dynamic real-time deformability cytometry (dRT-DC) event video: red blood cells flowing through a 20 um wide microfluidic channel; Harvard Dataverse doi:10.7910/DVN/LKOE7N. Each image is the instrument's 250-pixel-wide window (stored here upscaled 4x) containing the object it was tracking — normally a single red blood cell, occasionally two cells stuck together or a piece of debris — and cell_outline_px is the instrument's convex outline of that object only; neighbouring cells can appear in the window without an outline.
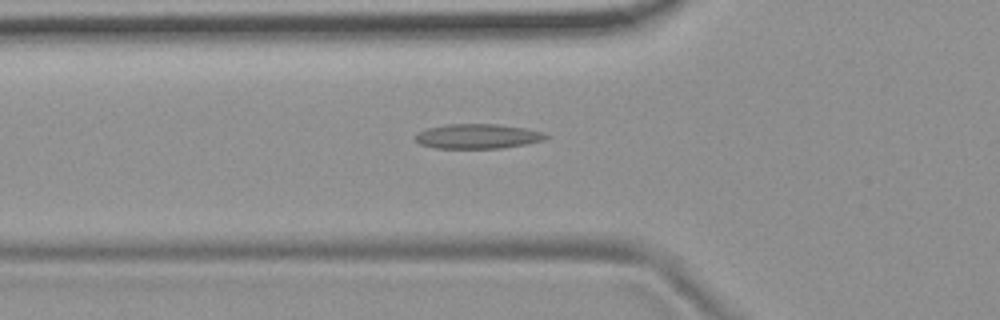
{"species": "common noctule bat (a hibernating species)", "species_latin": "Nyctalus noctula", "temperature_condition": "room temperature", "stored_images_in_passage": 54, "camera_frame_rate_fps": 3000, "um_per_image_px": 0.085, "animal": {"sex": "female", "body_mass_g": 19.9}, "frame": {"image": 1, "passage_image": 19, "time_ms": 6.0, "image_size_px": [1000, 320], "cell_outline_px": [[548, 136], [544, 140], [524, 144], [500, 148], [436, 148], [420, 144], [416, 140], [416, 136], [420, 132], [428, 128], [448, 124], [496, 124], [524, 128], [544, 132]], "centroid_in_image_um": [40.61, 11.58], "position_along_channel_um": 85.2, "area_um2": 18.5}}
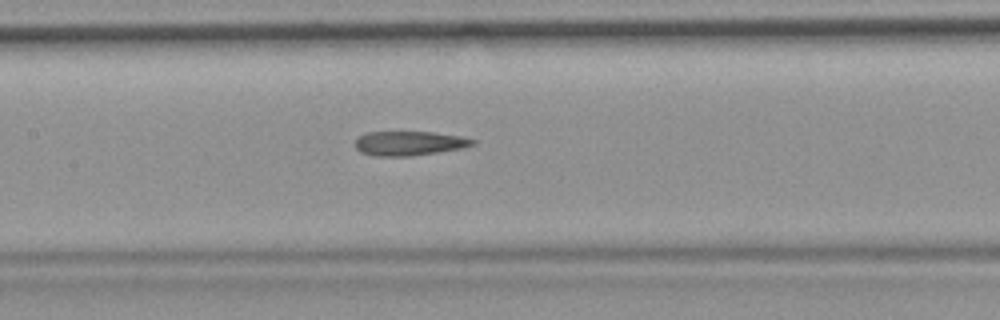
{"frame": {"image": 2, "passage_image": 26, "time_ms": 8.333, "image_size_px": [1000, 320], "cell_outline_px": [[476, 144], [464, 148], [412, 156], [372, 156], [360, 152], [356, 148], [356, 140], [360, 136], [368, 132], [432, 132], [460, 136], [476, 140]], "centroid_in_image_um": [34.81, 12.19], "position_along_channel_um": 172.6, "area_um2": 16.7}}
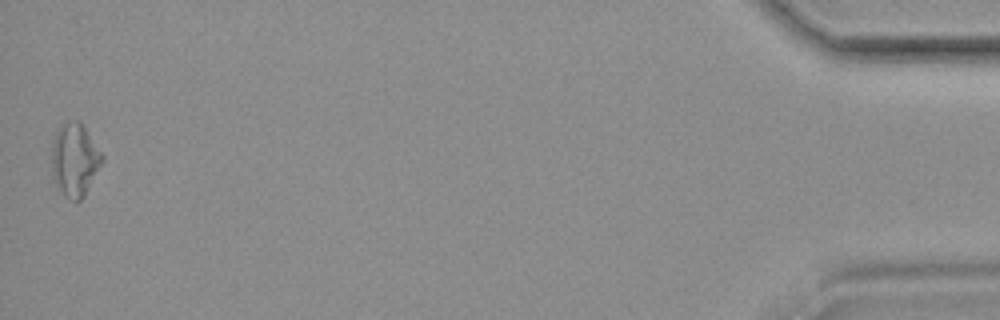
{"frame": {"image": 3, "passage_image": 54, "time_ms": 17.667, "image_size_px": [1000, 320], "cell_outline_px": [[104, 160], [84, 196], [76, 204], [68, 200], [64, 196], [56, 184], [52, 176], [52, 144], [56, 128], [60, 124], [68, 120], [80, 120], [84, 124], [104, 156]], "centroid_in_image_um": [6.35, 13.56], "position_along_channel_um": 428.8, "area_um2": 22.08}}